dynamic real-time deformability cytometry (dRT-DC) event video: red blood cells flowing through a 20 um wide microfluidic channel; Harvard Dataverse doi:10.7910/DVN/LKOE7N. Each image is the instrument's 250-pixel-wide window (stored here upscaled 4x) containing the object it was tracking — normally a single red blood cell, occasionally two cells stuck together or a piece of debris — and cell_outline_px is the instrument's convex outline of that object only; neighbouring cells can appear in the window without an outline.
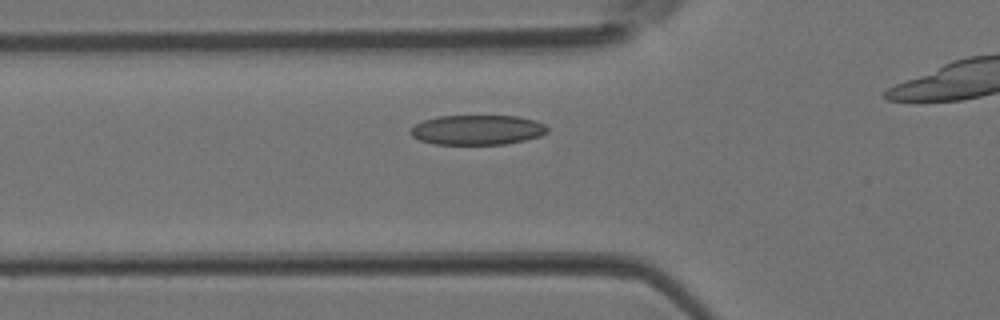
{"species": "Egyptian fruit bat (a non-hibernating species)", "species_latin": "Rousettus aegyptiacus", "temperature_condition": "room temperature", "stored_images_in_passage": 3, "camera_frame_rate_fps": 3000, "um_per_image_px": 0.085, "animal": {"sex": "female"}, "frame": {"image": 1, "passage_image": 2, "time_ms": 0.333, "image_size_px": [1000, 320], "cell_outline_px": [[548, 132], [540, 136], [524, 140], [504, 144], [432, 144], [420, 140], [412, 136], [408, 132], [416, 124], [424, 120], [436, 116], [516, 116], [536, 120], [544, 124], [548, 128]], "centroid_in_image_um": [40.57, 11.04], "position_along_channel_um": 85.2, "area_um2": 23.81}}